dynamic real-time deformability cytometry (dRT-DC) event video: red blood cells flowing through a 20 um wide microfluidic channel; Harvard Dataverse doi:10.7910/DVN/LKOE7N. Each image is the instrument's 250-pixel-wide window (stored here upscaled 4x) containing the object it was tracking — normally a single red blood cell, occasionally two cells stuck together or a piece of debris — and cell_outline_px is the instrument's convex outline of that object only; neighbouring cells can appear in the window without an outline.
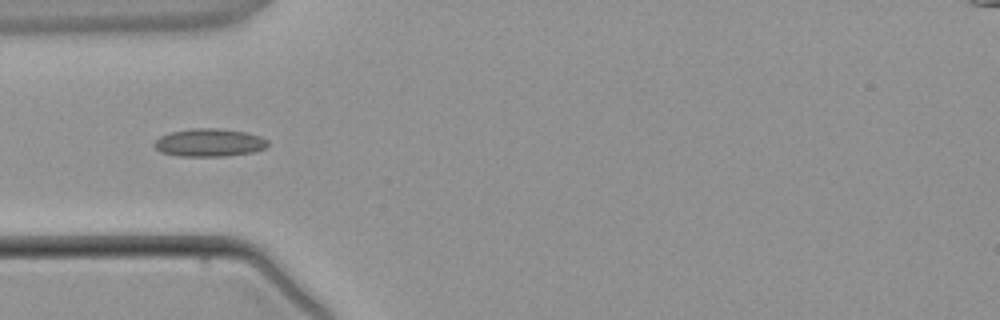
{"species": "common noctule bat (a hibernating species)", "species_latin": "Nyctalus noctula", "temperature_condition": "warm", "stored_images_in_passage": 4, "camera_frame_rate_fps": 3000, "um_per_image_px": 0.085, "animal": {"sex": "male", "body_mass_g": 21.5, "forearm_length_mm": 52.0}, "frame": {"image": 1, "passage_image": 4, "time_ms": 3.667, "image_size_px": [1000, 320], "cell_outline_px": [[268, 144], [264, 148], [252, 152], [224, 156], [176, 156], [160, 152], [152, 144], [160, 136], [172, 132], [192, 128], [216, 128], [248, 132], [260, 136], [268, 140]], "centroid_in_image_um": [17.77, 12.12], "position_along_channel_um": 67.2, "area_um2": 18.5}}